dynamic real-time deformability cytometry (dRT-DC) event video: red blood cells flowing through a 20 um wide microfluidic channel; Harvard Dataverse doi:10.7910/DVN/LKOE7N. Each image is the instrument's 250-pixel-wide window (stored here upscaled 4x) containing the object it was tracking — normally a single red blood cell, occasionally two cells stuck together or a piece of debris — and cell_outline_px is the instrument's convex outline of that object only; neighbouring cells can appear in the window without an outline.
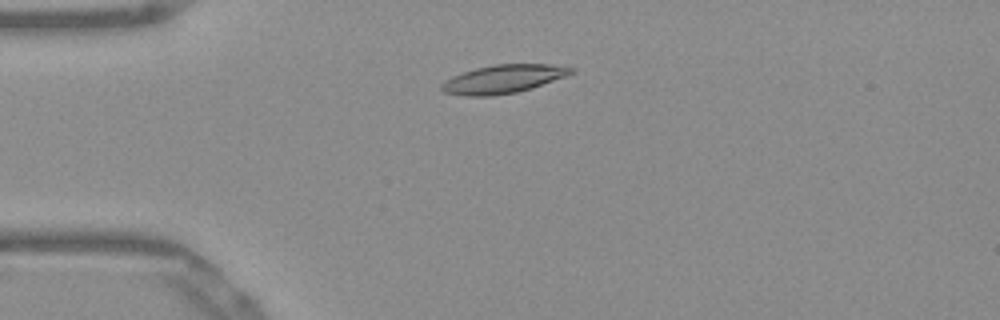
{"species": "Egyptian fruit bat (a non-hibernating species)", "species_latin": "Rousettus aegyptiacus", "temperature_condition": "warm", "stored_images_in_passage": 48, "camera_frame_rate_fps": 3000, "um_per_image_px": 0.085, "frame": {"image": 1, "passage_image": 9, "time_ms": 2.667, "image_size_px": [1000, 320], "cell_outline_px": [[576, 68], [572, 72], [564, 76], [532, 88], [516, 92], [492, 96], [468, 96], [444, 92], [440, 88], [440, 84], [444, 80], [452, 76], [476, 68], [492, 64], [552, 64]], "centroid_in_image_um": [42.74, 6.71], "position_along_channel_um": 42.3, "area_um2": 21.33}}
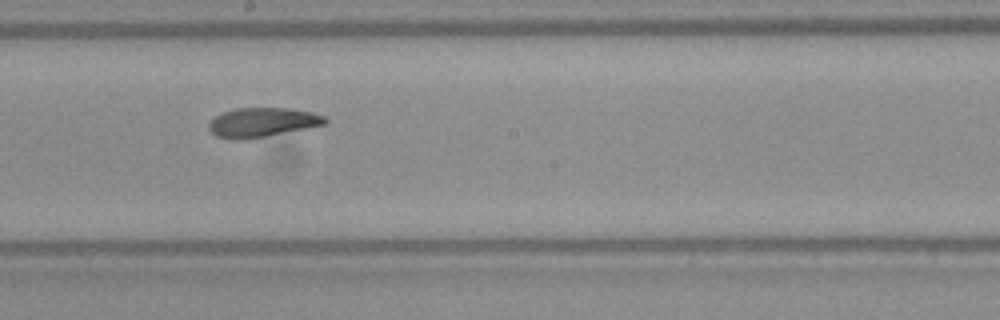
{"frame": {"image": 2, "passage_image": 25, "time_ms": 8.0, "image_size_px": [1000, 320], "cell_outline_px": [[328, 120], [324, 124], [244, 140], [236, 140], [216, 136], [208, 128], [208, 124], [216, 116], [224, 112], [236, 108], [292, 108], [312, 112], [324, 116]], "centroid_in_image_um": [22.27, 10.39], "position_along_channel_um": 225.9, "area_um2": 19.54}}
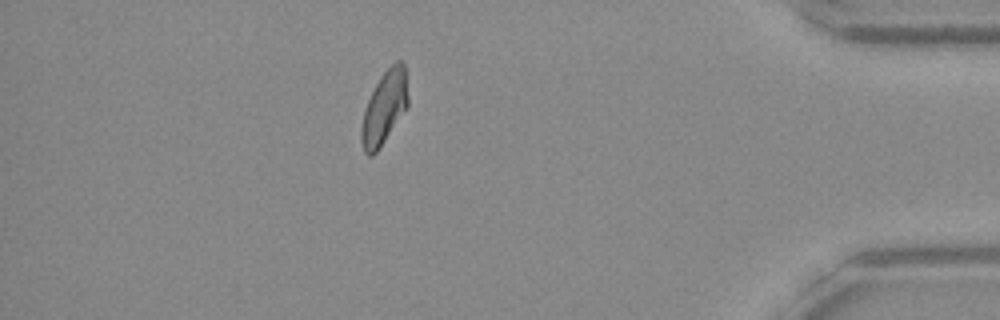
{"frame": {"image": 3, "passage_image": 42, "time_ms": 13.667, "image_size_px": [1000, 320], "cell_outline_px": [[408, 108], [380, 148], [372, 156], [368, 156], [364, 152], [360, 140], [360, 128], [364, 112], [368, 100], [380, 76], [396, 60], [400, 60], [404, 64], [408, 96]], "centroid_in_image_um": [32.67, 9.19], "position_along_channel_um": 402.5, "area_um2": 20.0}, "authors_computed_cell_mechanics": {"area_um2": 20.4034, "velocity_mm_per_s": 3.8812, "shape_relaxation_time_tau1_ms": 4.1033, "shape_relaxation_time_tau2_ms": 2.3304, "deformation_change_tau1": 0.1587, "deformation_change_tau2": 0.0837}}